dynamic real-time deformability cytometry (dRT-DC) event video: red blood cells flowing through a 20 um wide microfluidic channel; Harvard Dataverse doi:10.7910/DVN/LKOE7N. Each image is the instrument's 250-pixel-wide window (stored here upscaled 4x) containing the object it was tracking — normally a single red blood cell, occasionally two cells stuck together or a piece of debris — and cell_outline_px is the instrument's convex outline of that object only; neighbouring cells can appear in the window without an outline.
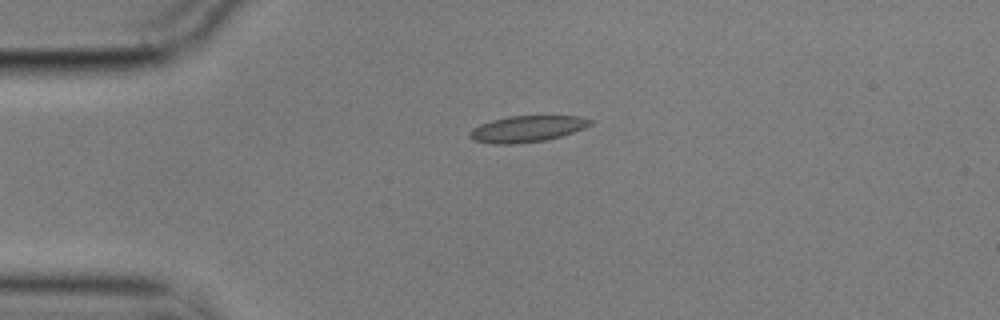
{"species": "common noctule bat (a hibernating species)", "species_latin": "Nyctalus noctula", "temperature_condition": "cold", "stored_images_in_passage": 44, "camera_frame_rate_fps": 3000, "um_per_image_px": 0.085, "animal": {"sex": "male", "body_mass_g": 17.9}, "frame": {"image": 1, "passage_image": 1, "time_ms": 0.0, "image_size_px": [1000, 320], "cell_outline_px": [[596, 120], [592, 124], [584, 128], [560, 136], [544, 140], [516, 144], [492, 144], [472, 140], [468, 136], [468, 132], [472, 128], [480, 124], [492, 120], [508, 116], [580, 116]], "centroid_in_image_um": [44.78, 10.95], "position_along_channel_um": 40.2, "area_um2": 18.61}}
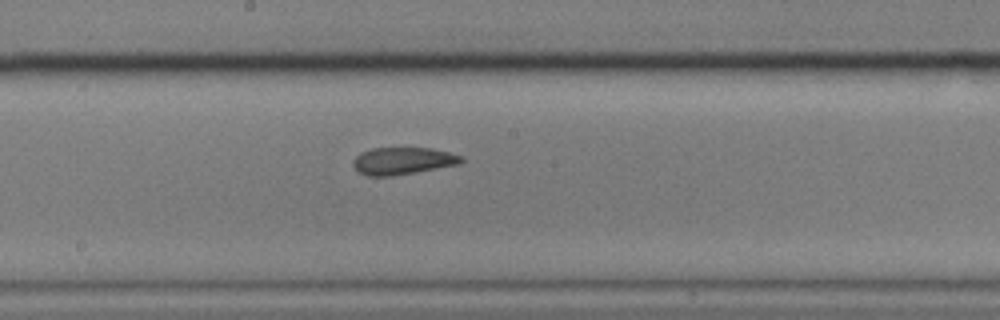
{"frame": {"image": 2, "passage_image": 18, "time_ms": 5.667, "image_size_px": [1000, 320], "cell_outline_px": [[464, 160], [460, 164], [416, 172], [392, 176], [368, 176], [356, 172], [352, 164], [352, 160], [360, 152], [372, 148], [432, 148], [464, 156]], "centroid_in_image_um": [34.21, 13.68], "position_along_channel_um": 214.0, "area_um2": 17.4}}
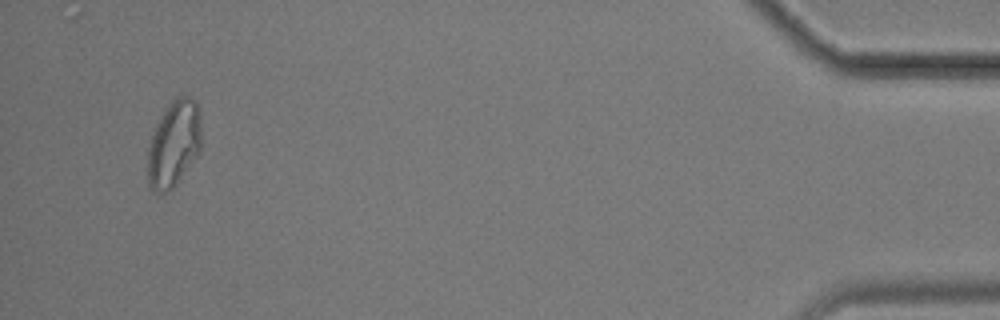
{"frame": {"image": 3, "passage_image": 42, "time_ms": 13.667, "image_size_px": [1000, 320], "cell_outline_px": [[200, 152], [176, 184], [168, 192], [156, 192], [148, 184], [148, 148], [156, 124], [172, 100], [176, 96], [188, 96], [196, 100], [200, 112]], "centroid_in_image_um": [14.79, 12.21], "position_along_channel_um": 420.4, "area_um2": 26.82}, "authors_computed_cell_mechanics": {"area_um2": 18.6116, "velocity_mm_per_s": 3.523, "shape_relaxation_time_tau1_ms": null, "shape_relaxation_time_tau2_ms": 2.2379, "deformation_change_tau1": null, "deformation_change_tau2": 0.0794}}